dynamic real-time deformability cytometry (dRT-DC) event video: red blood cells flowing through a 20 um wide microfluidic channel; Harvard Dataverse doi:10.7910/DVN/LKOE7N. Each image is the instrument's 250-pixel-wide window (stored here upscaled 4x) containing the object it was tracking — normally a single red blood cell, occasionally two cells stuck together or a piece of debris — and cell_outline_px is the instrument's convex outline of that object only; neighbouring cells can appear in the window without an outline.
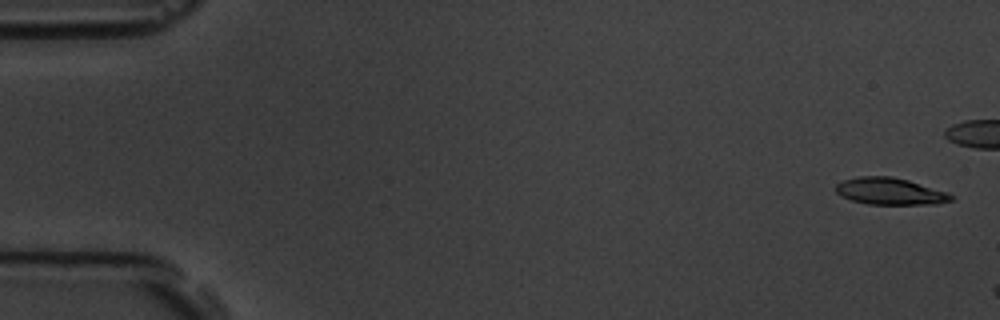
{"species": "common noctule bat (a hibernating species)", "species_latin": "Nyctalus noctula", "temperature_condition": "room temperature", "stored_images_in_passage": 3, "camera_frame_rate_fps": 3000, "um_per_image_px": 0.085, "animal": {"sex": "male", "body_mass_g": 19.5, "forearm_length_mm": 54.6}, "frame": {"image": 1, "passage_image": 1, "time_ms": 0.0, "image_size_px": [1000, 320], "cell_outline_px": [[956, 196], [952, 200], [936, 204], [868, 204], [852, 200], [840, 196], [836, 192], [836, 184], [844, 180], [856, 176], [892, 176], [908, 180], [948, 192]], "centroid_in_image_um": [75.66, 16.25], "position_along_channel_um": 9.3, "area_um2": 18.15}}